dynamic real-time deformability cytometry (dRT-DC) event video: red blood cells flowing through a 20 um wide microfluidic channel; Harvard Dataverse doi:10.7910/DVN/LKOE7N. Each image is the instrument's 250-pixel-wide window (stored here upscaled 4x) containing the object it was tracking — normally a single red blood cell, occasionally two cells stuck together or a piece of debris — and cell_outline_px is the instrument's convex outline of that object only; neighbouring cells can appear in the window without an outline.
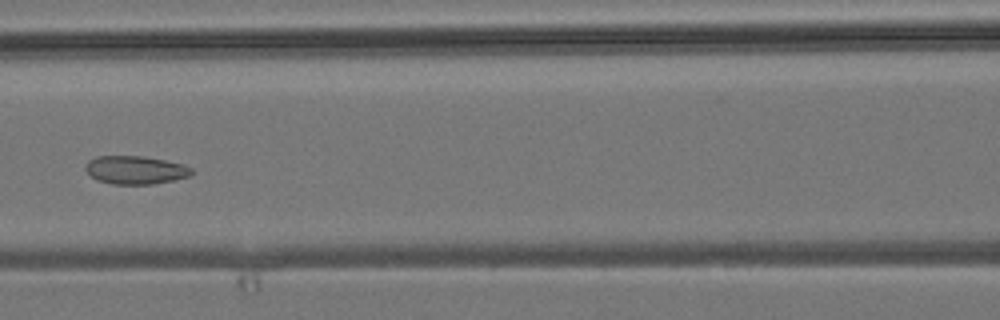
{"species": "common noctule bat (a hibernating species)", "species_latin": "Nyctalus noctula", "temperature_condition": "room temperature", "stored_images_in_passage": 6, "camera_frame_rate_fps": 3000, "um_per_image_px": 0.085, "animal": {"sex": "male", "body_mass_g": 19.2, "forearm_length_mm": 51.8}, "frame": {"image": 1, "passage_image": 6, "time_ms": 5.667, "image_size_px": [1000, 320], "cell_outline_px": [[192, 172], [188, 176], [172, 180], [152, 184], [112, 184], [96, 180], [84, 168], [84, 164], [88, 160], [96, 156], [144, 156], [184, 164], [192, 168]], "centroid_in_image_um": [11.47, 14.44], "position_along_channel_um": 155.1, "area_um2": 17.46}}